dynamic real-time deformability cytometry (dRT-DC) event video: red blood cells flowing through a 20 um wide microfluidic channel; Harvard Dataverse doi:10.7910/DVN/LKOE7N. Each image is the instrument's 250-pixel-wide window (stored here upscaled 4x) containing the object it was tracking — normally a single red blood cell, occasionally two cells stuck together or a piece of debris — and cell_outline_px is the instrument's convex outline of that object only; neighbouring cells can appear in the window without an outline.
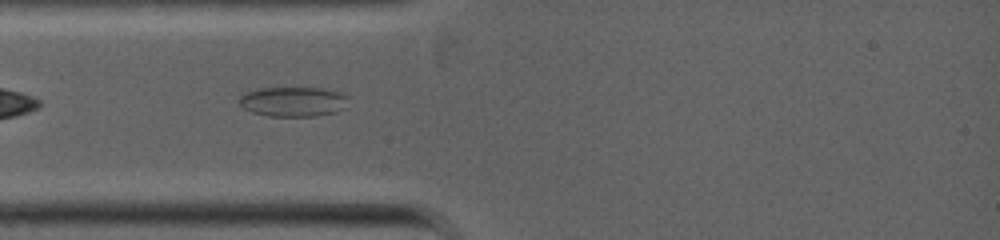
{"species": "common noctule bat (a hibernating species)", "species_latin": "Nyctalus noctula", "temperature_condition": "warm", "stored_images_in_passage": 4, "camera_frame_rate_fps": 5000, "um_per_image_px": 0.085, "animal": {"sex": "female", "body_mass_g": 19.0, "forearm_length_mm": 53.3}, "frame": {"image": 1, "passage_image": 2, "time_ms": 1.0, "image_size_px": [1000, 240], "cell_outline_px": [[348, 96], [344, 108], [336, 112], [316, 116], [268, 116], [252, 112], [244, 108], [236, 100], [240, 92], [256, 88], [320, 88], [340, 92]], "centroid_in_image_um": [24.84, 8.63], "position_along_channel_um": 60.2, "area_um2": 19.25}}
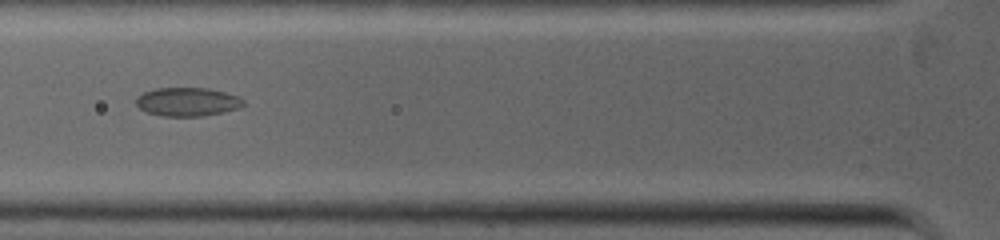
{"frame": {"image": 2, "passage_image": 3, "time_ms": 2.0, "image_size_px": [1000, 240], "cell_outline_px": [[244, 104], [240, 108], [224, 112], [204, 116], [160, 116], [144, 112], [136, 104], [136, 96], [144, 92], [156, 88], [208, 88], [224, 92], [236, 96], [244, 100]], "centroid_in_image_um": [15.91, 8.66], "position_along_channel_um": 109.9, "area_um2": 18.03}}
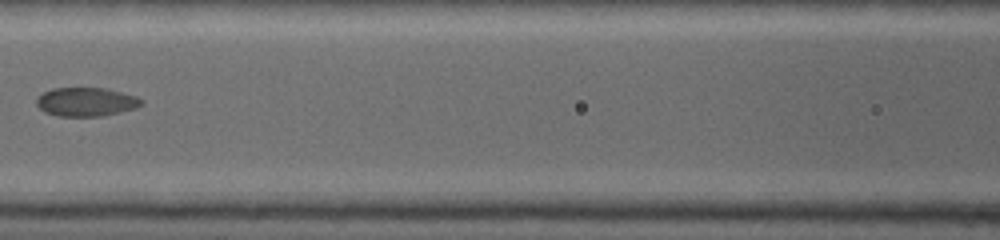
{"frame": {"image": 3, "passage_image": 4, "time_ms": 3.0, "image_size_px": [1000, 240], "cell_outline_px": [[144, 104], [120, 112], [100, 116], [56, 116], [44, 112], [36, 104], [36, 96], [52, 88], [104, 88], [136, 96], [144, 100]], "centroid_in_image_um": [7.28, 8.66], "position_along_channel_um": 159.3, "area_um2": 17.57}}